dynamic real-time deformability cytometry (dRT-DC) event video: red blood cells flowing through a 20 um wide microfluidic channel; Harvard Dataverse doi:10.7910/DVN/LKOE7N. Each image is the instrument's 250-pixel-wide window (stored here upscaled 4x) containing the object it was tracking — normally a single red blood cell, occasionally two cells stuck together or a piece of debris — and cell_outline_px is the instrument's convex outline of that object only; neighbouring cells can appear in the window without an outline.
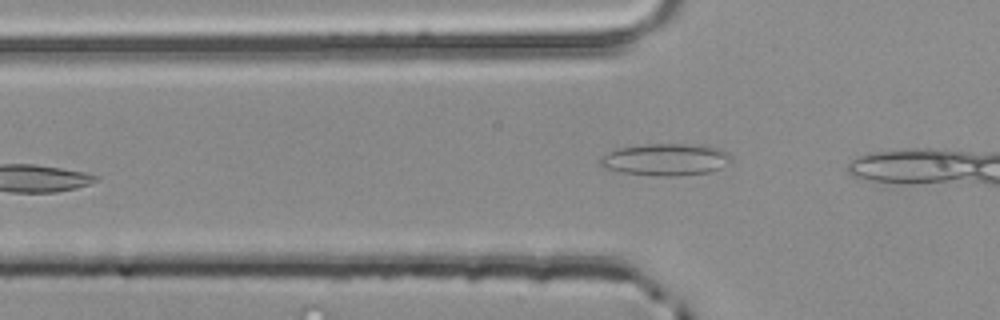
{"species": "common noctule bat (a hibernating species)", "species_latin": "Nyctalus noctula", "temperature_condition": "room temperature", "stored_images_in_passage": 6, "camera_frame_rate_fps": 3000, "um_per_image_px": 0.085, "animal": {"sex": "male", "body_mass_g": 20.4}, "frame": {"image": 1, "passage_image": 4, "time_ms": 1.0, "image_size_px": [1000, 320], "cell_outline_px": [[732, 164], [708, 172], [676, 176], [656, 176], [620, 172], [604, 168], [600, 164], [600, 160], [608, 152], [620, 148], [644, 144], [688, 144], [720, 148], [728, 152], [732, 156]], "centroid_in_image_um": [56.63, 13.57], "position_along_channel_um": 69.2, "area_um2": 24.51}}
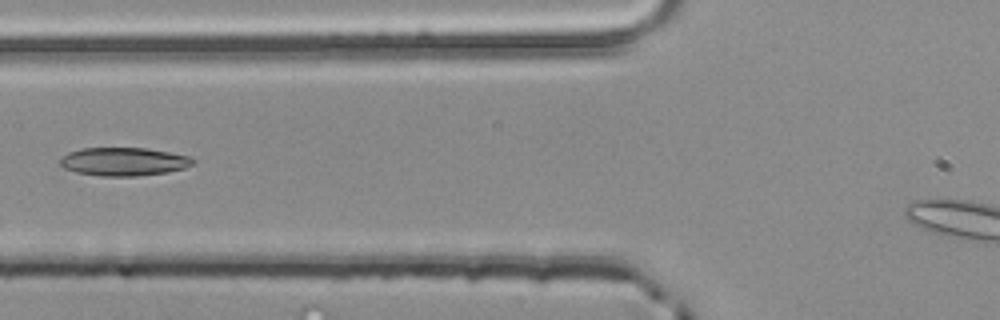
{"frame": {"image": 2, "passage_image": 6, "time_ms": 1.667, "image_size_px": [1000, 320], "cell_outline_px": [[196, 160], [192, 164], [184, 168], [168, 172], [136, 176], [100, 176], [76, 172], [64, 168], [60, 164], [60, 156], [68, 152], [80, 148], [144, 148], [192, 156]], "centroid_in_image_um": [10.5, 13.73], "position_along_channel_um": 115.3, "area_um2": 22.02}}